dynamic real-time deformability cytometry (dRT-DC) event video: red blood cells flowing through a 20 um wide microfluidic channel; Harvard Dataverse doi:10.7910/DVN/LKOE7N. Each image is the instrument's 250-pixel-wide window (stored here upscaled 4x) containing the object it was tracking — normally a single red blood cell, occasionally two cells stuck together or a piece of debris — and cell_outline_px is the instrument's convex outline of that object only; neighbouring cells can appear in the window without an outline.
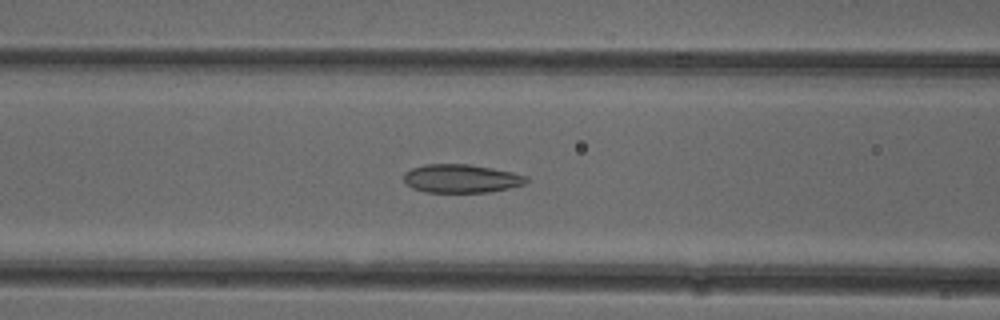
{"species": "common noctule bat (a hibernating species)", "species_latin": "Nyctalus noctula", "temperature_condition": "cold", "stored_images_in_passage": 52, "camera_frame_rate_fps": 3000, "um_per_image_px": 0.085, "animal": {"sex": "female"}, "frame": {"image": 1, "passage_image": 21, "time_ms": 6.667, "image_size_px": [1000, 320], "cell_outline_px": [[528, 180], [524, 184], [508, 188], [488, 192], [424, 192], [412, 188], [404, 180], [404, 172], [412, 168], [424, 164], [468, 164], [492, 168], [512, 172], [528, 176]], "centroid_in_image_um": [39.19, 15.17], "position_along_channel_um": 127.4, "area_um2": 20.29}}
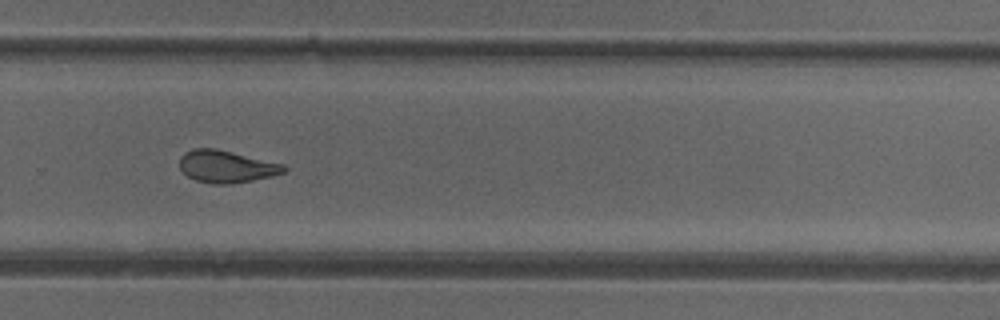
{"frame": {"image": 2, "passage_image": 35, "time_ms": 11.333, "image_size_px": [1000, 320], "cell_outline_px": [[288, 168], [284, 172], [272, 176], [232, 184], [212, 184], [196, 180], [188, 176], [180, 168], [180, 156], [184, 152], [192, 148], [216, 148], [284, 164]], "centroid_in_image_um": [19.24, 14.15], "position_along_channel_um": 310.6, "area_um2": 19.65}}
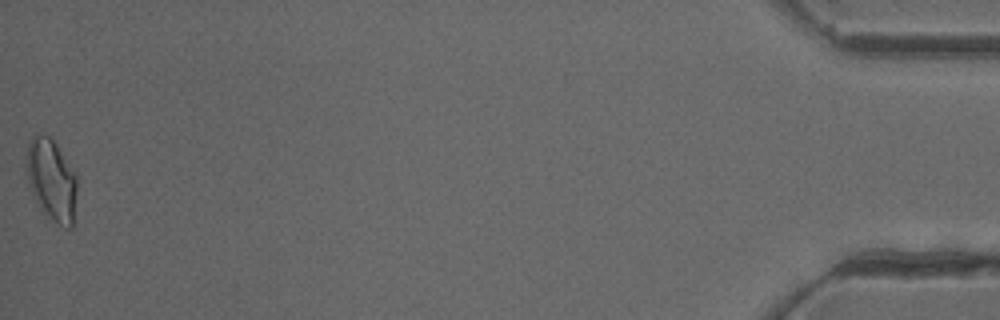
{"frame": {"image": 3, "passage_image": 52, "time_ms": 17.0, "image_size_px": [1000, 320], "cell_outline_px": [[76, 192], [72, 228], [64, 228], [52, 220], [40, 208], [32, 192], [24, 168], [28, 144], [36, 136], [44, 132], [56, 144], [76, 176]], "centroid_in_image_um": [4.36, 15.3], "position_along_channel_um": 430.8, "area_um2": 23.76}, "authors_computed_cell_mechanics": {"area_um2": 21.1837, "velocity_mm_per_s": 3.9305, "shape_relaxation_time_tau1_ms": null, "shape_relaxation_time_tau2_ms": 2.4515, "deformation_change_tau1": null, "deformation_change_tau2": 0.1013}}